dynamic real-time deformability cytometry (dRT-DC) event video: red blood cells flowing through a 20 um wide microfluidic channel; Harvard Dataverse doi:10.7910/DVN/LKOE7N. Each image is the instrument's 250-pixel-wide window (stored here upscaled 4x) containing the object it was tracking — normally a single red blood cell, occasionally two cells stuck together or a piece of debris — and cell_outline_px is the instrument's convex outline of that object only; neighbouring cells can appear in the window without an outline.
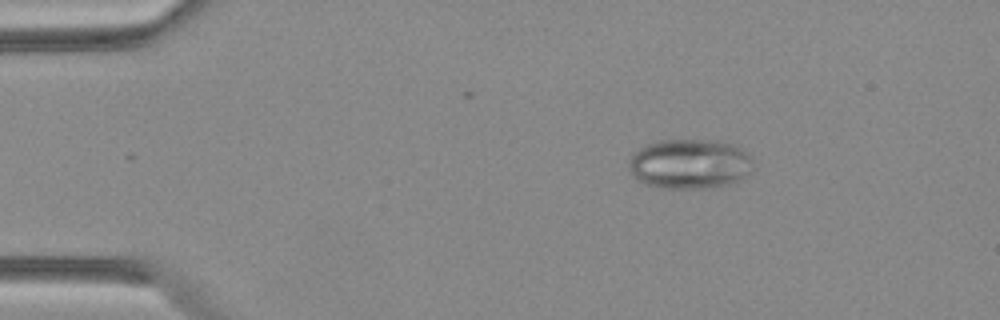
{"species": "Egyptian fruit bat (a non-hibernating species)", "species_latin": "Rousettus aegyptiacus", "temperature_condition": "warm", "stored_images_in_passage": 42, "camera_frame_rate_fps": 3000, "um_per_image_px": 0.085, "animal": {"sex": "female"}, "frame": {"image": 1, "passage_image": 1, "time_ms": 0.0, "image_size_px": [1000, 320], "cell_outline_px": [[756, 168], [752, 172], [740, 180], [728, 184], [708, 188], [664, 188], [644, 184], [636, 180], [632, 176], [628, 168], [628, 164], [632, 156], [640, 148], [648, 144], [660, 140], [720, 140], [736, 144], [748, 156]], "centroid_in_image_um": [58.64, 13.94], "position_along_channel_um": 26.4, "area_um2": 36.47}}
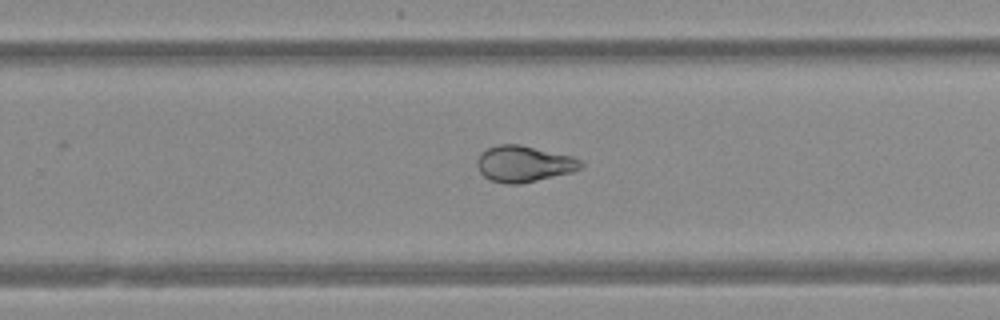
{"frame": {"image": 2, "passage_image": 25, "time_ms": 8.0, "image_size_px": [1000, 320], "cell_outline_px": [[584, 164], [580, 168], [572, 172], [520, 184], [508, 184], [492, 180], [484, 176], [480, 172], [476, 164], [476, 160], [480, 152], [496, 144], [520, 144], [572, 156], [580, 160]], "centroid_in_image_um": [44.5, 13.91], "position_along_channel_um": 285.3, "area_um2": 21.91}}
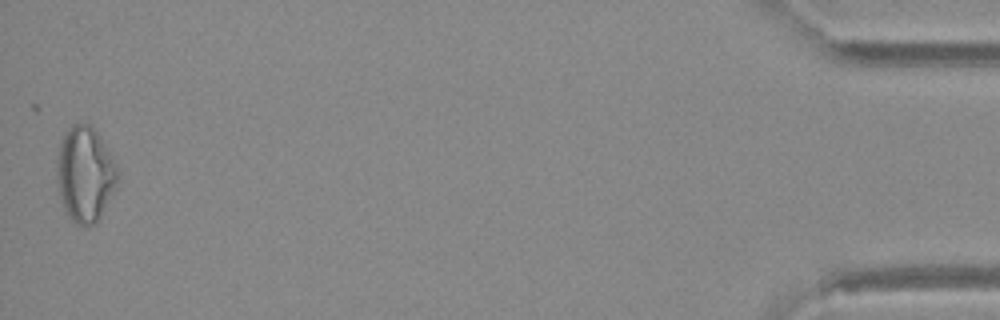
{"frame": {"image": 3, "passage_image": 42, "time_ms": 13.667, "image_size_px": [1000, 320], "cell_outline_px": [[116, 180], [100, 216], [92, 224], [80, 224], [72, 220], [68, 216], [64, 208], [60, 196], [56, 176], [60, 140], [64, 132], [72, 124], [92, 124], [100, 136], [116, 164]], "centroid_in_image_um": [7.18, 14.73], "position_along_channel_um": 428.0, "area_um2": 32.83}}